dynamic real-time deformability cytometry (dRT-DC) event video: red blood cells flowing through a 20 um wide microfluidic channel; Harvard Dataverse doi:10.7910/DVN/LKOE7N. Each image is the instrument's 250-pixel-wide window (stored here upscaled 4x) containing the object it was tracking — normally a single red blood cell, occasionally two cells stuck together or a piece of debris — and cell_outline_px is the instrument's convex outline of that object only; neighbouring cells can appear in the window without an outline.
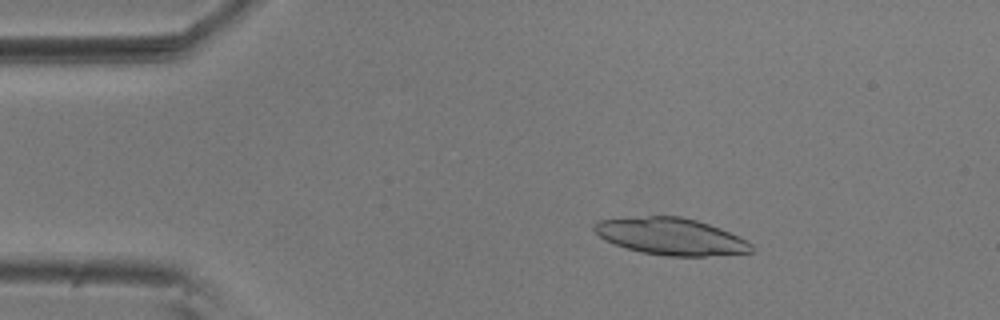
{"species": "common noctule bat (a hibernating species)", "species_latin": "Nyctalus noctula", "temperature_condition": "room temperature", "stored_images_in_passage": 54, "camera_frame_rate_fps": 3000, "um_per_image_px": 0.085, "animal": {"sex": "male", "body_mass_g": 20.5, "forearm_length_mm": 52.5}, "frame": {"image": 1, "passage_image": 9, "time_ms": 2.667, "image_size_px": [1000, 320], "cell_outline_px": [[752, 252], [704, 256], [668, 256], [640, 252], [604, 240], [592, 228], [596, 220], [648, 216], [680, 216], [696, 220], [720, 228], [752, 244]], "centroid_in_image_um": [56.98, 20.09], "position_along_channel_um": 28.0, "area_um2": 33.41}}